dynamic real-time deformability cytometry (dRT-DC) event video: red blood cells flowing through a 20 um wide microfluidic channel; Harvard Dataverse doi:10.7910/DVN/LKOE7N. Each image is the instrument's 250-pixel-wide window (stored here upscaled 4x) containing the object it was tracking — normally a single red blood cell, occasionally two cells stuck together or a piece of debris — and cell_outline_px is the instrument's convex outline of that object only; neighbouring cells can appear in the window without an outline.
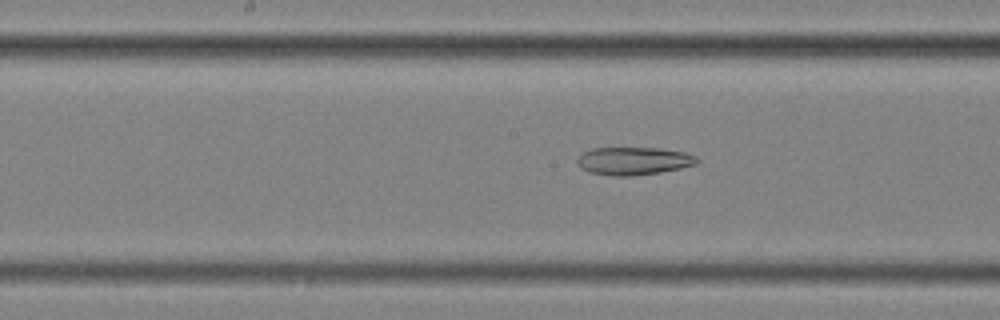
{"species": "common noctule bat (a hibernating species)", "species_latin": "Nyctalus noctula", "temperature_condition": "cold", "stored_images_in_passage": 58, "camera_frame_rate_fps": 3000, "um_per_image_px": 0.085, "animal": {"sex": "female", "body_mass_g": 25.1}, "frame": {"image": 1, "passage_image": 30, "time_ms": 9.667, "image_size_px": [1000, 320], "cell_outline_px": [[700, 160], [696, 164], [680, 168], [660, 172], [632, 176], [612, 176], [588, 172], [580, 168], [576, 160], [584, 152], [592, 148], [660, 148], [684, 152], [696, 156]], "centroid_in_image_um": [53.85, 13.68], "position_along_channel_um": 194.4, "area_um2": 19.48}}
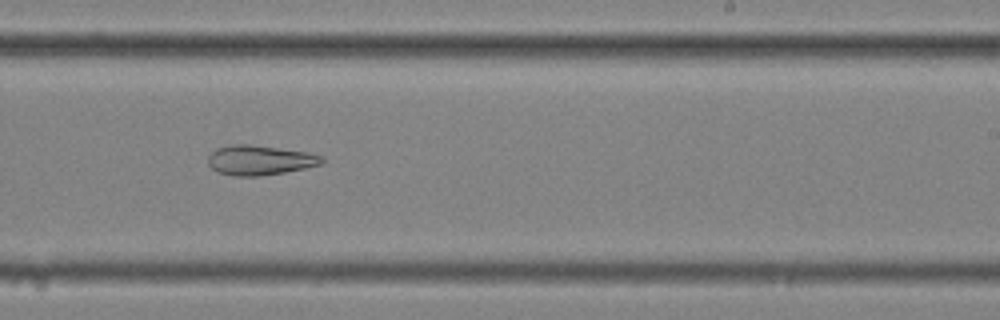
{"frame": {"image": 2, "passage_image": 36, "time_ms": 11.667, "image_size_px": [1000, 320], "cell_outline_px": [[324, 160], [320, 164], [304, 168], [284, 172], [260, 176], [236, 176], [220, 172], [212, 168], [208, 164], [208, 156], [216, 148], [228, 144], [252, 144], [308, 152], [320, 156]], "centroid_in_image_um": [22.04, 13.6], "position_along_channel_um": 267.0, "area_um2": 19.65}}
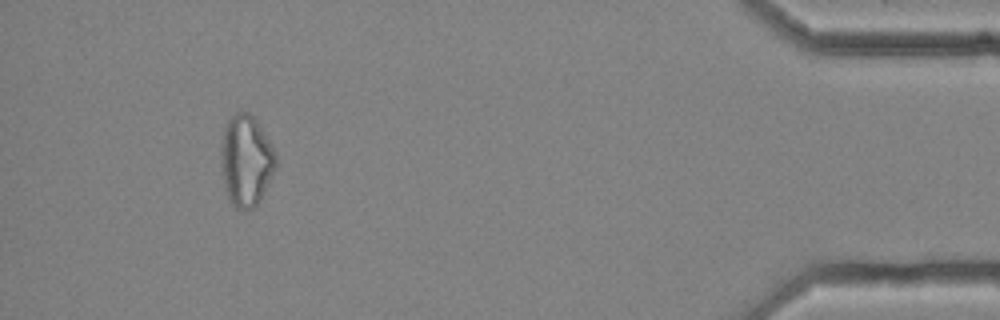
{"frame": {"image": 3, "passage_image": 53, "time_ms": 17.333, "image_size_px": [1000, 320], "cell_outline_px": [[276, 168], [260, 200], [252, 208], [244, 212], [236, 208], [228, 200], [224, 188], [220, 164], [220, 144], [224, 128], [228, 120], [236, 112], [248, 112], [256, 120], [276, 152]], "centroid_in_image_um": [20.89, 13.68], "position_along_channel_um": 414.3, "area_um2": 29.54}}